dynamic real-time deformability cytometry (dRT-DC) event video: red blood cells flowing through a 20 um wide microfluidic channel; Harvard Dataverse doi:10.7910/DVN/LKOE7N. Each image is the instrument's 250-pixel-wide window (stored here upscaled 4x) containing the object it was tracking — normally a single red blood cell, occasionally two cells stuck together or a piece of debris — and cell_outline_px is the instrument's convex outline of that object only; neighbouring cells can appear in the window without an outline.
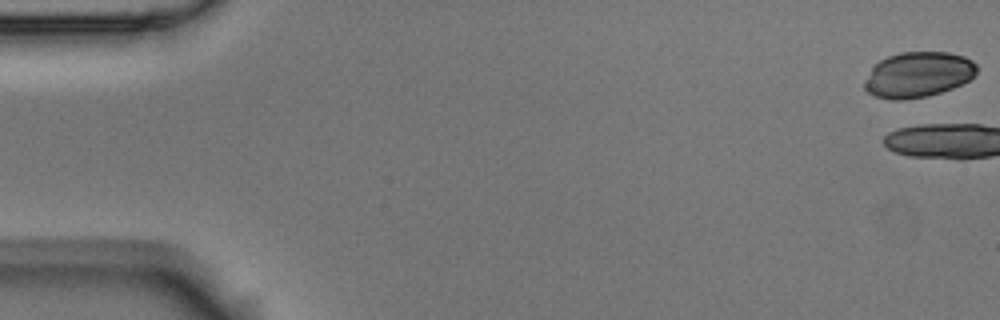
{"species": "Egyptian fruit bat (a non-hibernating species)", "species_latin": "Rousettus aegyptiacus", "temperature_condition": "room temperature", "stored_images_in_passage": 4, "camera_frame_rate_fps": 3000, "um_per_image_px": 0.085, "animal": {"sex": "male"}, "frame": {"image": 1, "passage_image": 1, "time_ms": 0.0, "image_size_px": [1000, 320], "cell_outline_px": [[976, 72], [968, 80], [952, 88], [928, 96], [904, 100], [888, 100], [876, 96], [868, 92], [864, 88], [864, 80], [872, 68], [880, 60], [888, 56], [900, 52], [948, 52], [964, 56], [972, 60], [976, 64]], "centroid_in_image_um": [78.01, 6.35], "position_along_channel_um": 7.0, "area_um2": 29.71}}